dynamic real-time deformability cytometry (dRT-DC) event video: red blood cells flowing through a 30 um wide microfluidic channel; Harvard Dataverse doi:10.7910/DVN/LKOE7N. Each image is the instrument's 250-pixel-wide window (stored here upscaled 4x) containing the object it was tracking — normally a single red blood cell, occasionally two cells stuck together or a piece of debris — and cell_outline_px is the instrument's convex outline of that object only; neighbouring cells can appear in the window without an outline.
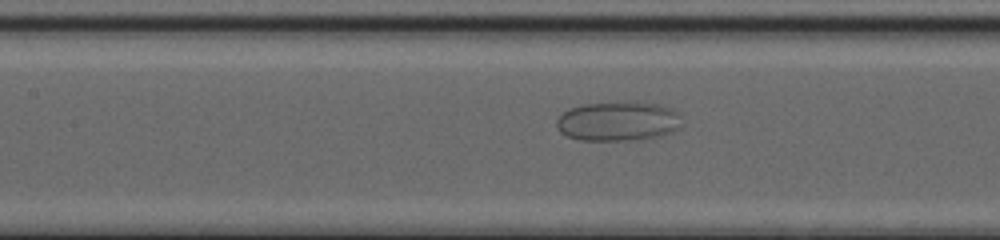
{"species": "common noctule bat (a hibernating species)", "species_latin": "Nyctalus noctula", "temperature_condition": "cold", "stored_images_in_passage": 56, "camera_frame_rate_fps": 3000, "um_per_image_px": 0.085, "animal": {"sex": "female", "body_mass_g": 20.0, "forearm_length_mm": 54.0}, "frame": {"image": 1, "passage_image": 29, "time_ms": 9.333, "image_size_px": [1000, 240], "cell_outline_px": [[680, 128], [672, 132], [660, 136], [624, 140], [580, 140], [568, 136], [560, 132], [556, 124], [556, 120], [568, 108], [584, 104], [660, 104], [672, 108], [676, 112]], "centroid_in_image_um": [52.49, 10.33], "position_along_channel_um": 154.9, "area_um2": 27.86}}
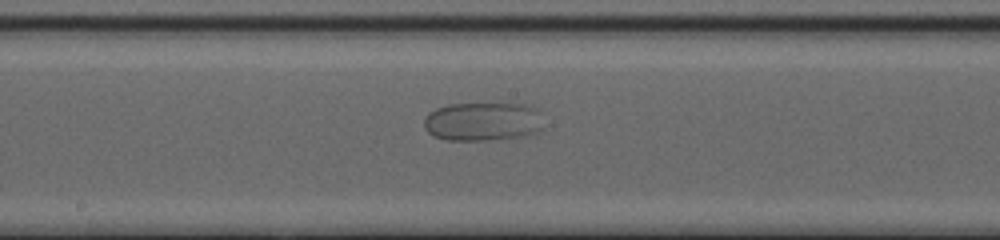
{"frame": {"image": 2, "passage_image": 33, "time_ms": 10.667, "image_size_px": [1000, 240], "cell_outline_px": [[544, 128], [536, 132], [520, 136], [484, 140], [448, 140], [432, 136], [424, 128], [424, 120], [428, 112], [436, 108], [448, 104], [524, 104], [532, 108]], "centroid_in_image_um": [40.93, 10.34], "position_along_channel_um": 207.3, "area_um2": 26.53}}
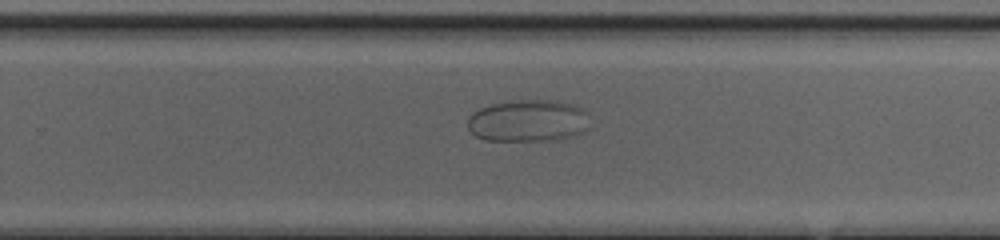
{"frame": {"image": 3, "passage_image": 39, "time_ms": 12.667, "image_size_px": [1000, 240], "cell_outline_px": [[588, 128], [584, 132], [572, 136], [556, 140], [484, 140], [476, 136], [468, 128], [468, 116], [472, 112], [480, 108], [492, 104], [520, 100], [556, 100], [572, 104], [588, 112]], "centroid_in_image_um": [44.9, 10.26], "position_along_channel_um": 284.9, "area_um2": 30.0}}